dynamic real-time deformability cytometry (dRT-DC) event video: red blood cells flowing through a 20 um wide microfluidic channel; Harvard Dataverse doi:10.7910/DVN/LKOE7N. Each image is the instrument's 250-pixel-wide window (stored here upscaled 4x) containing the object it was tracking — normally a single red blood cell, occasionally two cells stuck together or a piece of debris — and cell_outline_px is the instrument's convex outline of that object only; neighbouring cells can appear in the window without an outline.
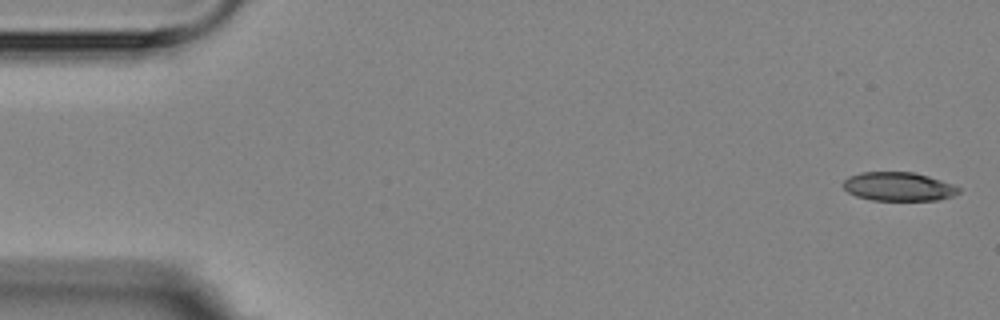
{"species": "Egyptian fruit bat (a non-hibernating species)", "species_latin": "Rousettus aegyptiacus", "temperature_condition": "room temperature", "stored_images_in_passage": 6, "camera_frame_rate_fps": 3000, "um_per_image_px": 0.085, "animal": {"sex": "female"}, "frame": {"image": 1, "passage_image": 1, "time_ms": 0.0, "image_size_px": [1000, 320], "cell_outline_px": [[960, 192], [952, 196], [940, 200], [872, 200], [856, 196], [848, 192], [840, 184], [848, 176], [860, 172], [912, 172], [928, 176], [952, 184], [960, 188]], "centroid_in_image_um": [76.34, 15.86], "position_along_channel_um": 8.7, "area_um2": 19.42}}